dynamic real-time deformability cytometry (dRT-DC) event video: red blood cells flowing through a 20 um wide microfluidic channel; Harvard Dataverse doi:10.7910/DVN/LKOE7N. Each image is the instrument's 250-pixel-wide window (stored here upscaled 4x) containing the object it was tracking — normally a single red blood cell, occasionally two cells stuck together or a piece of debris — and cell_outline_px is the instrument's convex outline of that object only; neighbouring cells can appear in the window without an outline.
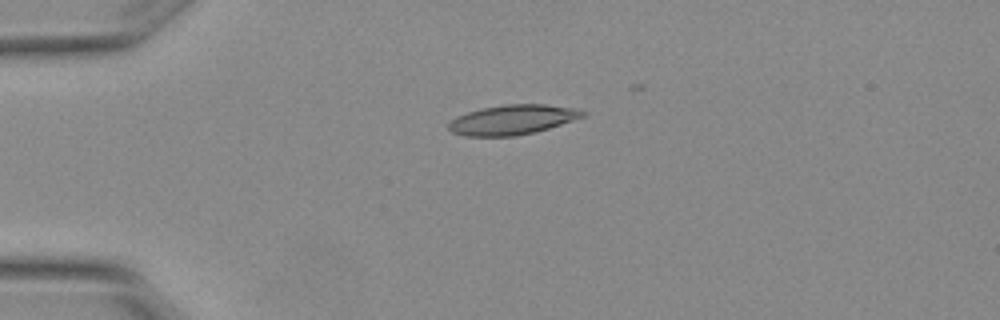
{"species": "Egyptian fruit bat (a non-hibernating species)", "species_latin": "Rousettus aegyptiacus", "temperature_condition": "warm", "stored_images_in_passage": 4, "camera_frame_rate_fps": 3000, "um_per_image_px": 0.085, "animal": {"sex": "female"}, "frame": {"image": 1, "passage_image": 2, "time_ms": 0.333, "image_size_px": [1000, 320], "cell_outline_px": [[588, 112], [584, 116], [548, 128], [516, 136], [464, 136], [452, 132], [448, 128], [448, 124], [456, 116], [480, 108], [504, 104], [544, 104], [580, 108]], "centroid_in_image_um": [43.56, 10.16], "position_along_channel_um": 41.4, "area_um2": 23.29}}
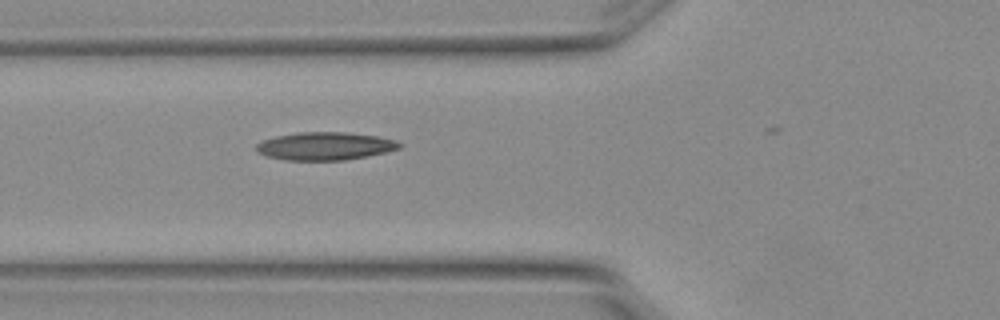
{"frame": {"image": 2, "passage_image": 4, "time_ms": 1.0, "image_size_px": [1000, 320], "cell_outline_px": [[404, 144], [400, 148], [368, 156], [344, 160], [288, 160], [268, 156], [256, 152], [256, 144], [260, 140], [276, 136], [296, 132], [348, 132], [376, 136], [396, 140]], "centroid_in_image_um": [27.62, 12.41], "position_along_channel_um": 98.2, "area_um2": 23.41}}